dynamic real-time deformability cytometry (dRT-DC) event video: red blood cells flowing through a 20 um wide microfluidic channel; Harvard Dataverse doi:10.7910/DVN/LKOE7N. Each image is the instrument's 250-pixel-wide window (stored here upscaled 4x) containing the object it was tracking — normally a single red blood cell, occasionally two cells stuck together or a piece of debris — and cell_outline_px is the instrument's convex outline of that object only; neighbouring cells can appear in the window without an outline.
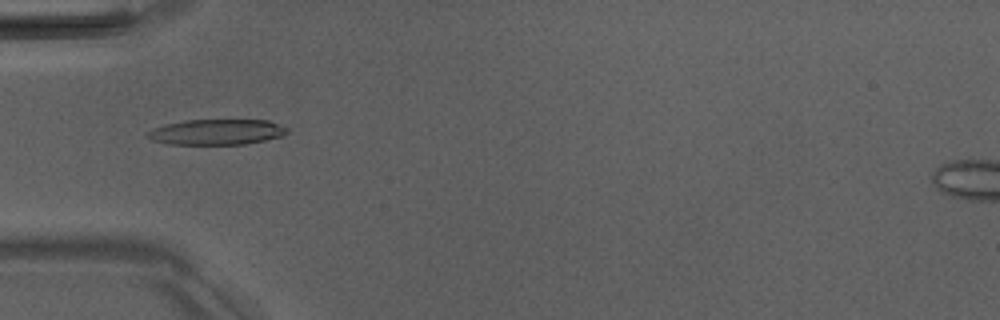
{"species": "Egyptian fruit bat (a non-hibernating species)", "species_latin": "Rousettus aegyptiacus", "temperature_condition": "room temperature", "stored_images_in_passage": 5, "camera_frame_rate_fps": 3000, "um_per_image_px": 0.085, "animal": {"sex": "male"}, "frame": {"image": 1, "passage_image": 5, "time_ms": 4.667, "image_size_px": [1000, 320], "cell_outline_px": [[288, 132], [280, 136], [264, 140], [244, 144], [168, 144], [152, 140], [144, 136], [152, 128], [164, 124], [184, 120], [268, 120], [288, 128]], "centroid_in_image_um": [18.36, 11.21], "position_along_channel_um": 66.6, "area_um2": 20.75}}